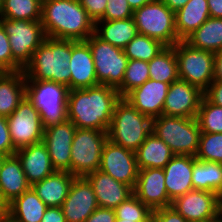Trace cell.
<instances>
[{
    "instance_id": "28",
    "label": "cell",
    "mask_w": 222,
    "mask_h": 222,
    "mask_svg": "<svg viewBox=\"0 0 222 222\" xmlns=\"http://www.w3.org/2000/svg\"><path fill=\"white\" fill-rule=\"evenodd\" d=\"M95 34L104 42L124 49L138 34L133 17L119 20H98L95 23Z\"/></svg>"
},
{
    "instance_id": "15",
    "label": "cell",
    "mask_w": 222,
    "mask_h": 222,
    "mask_svg": "<svg viewBox=\"0 0 222 222\" xmlns=\"http://www.w3.org/2000/svg\"><path fill=\"white\" fill-rule=\"evenodd\" d=\"M76 129V126L68 119L44 129L42 142L47 147L56 171L70 172L71 146Z\"/></svg>"
},
{
    "instance_id": "58",
    "label": "cell",
    "mask_w": 222,
    "mask_h": 222,
    "mask_svg": "<svg viewBox=\"0 0 222 222\" xmlns=\"http://www.w3.org/2000/svg\"><path fill=\"white\" fill-rule=\"evenodd\" d=\"M219 212L221 213L222 215V198H220V207H219Z\"/></svg>"
},
{
    "instance_id": "20",
    "label": "cell",
    "mask_w": 222,
    "mask_h": 222,
    "mask_svg": "<svg viewBox=\"0 0 222 222\" xmlns=\"http://www.w3.org/2000/svg\"><path fill=\"white\" fill-rule=\"evenodd\" d=\"M70 90L85 89L98 84L94 61L89 45L85 41L71 40Z\"/></svg>"
},
{
    "instance_id": "14",
    "label": "cell",
    "mask_w": 222,
    "mask_h": 222,
    "mask_svg": "<svg viewBox=\"0 0 222 222\" xmlns=\"http://www.w3.org/2000/svg\"><path fill=\"white\" fill-rule=\"evenodd\" d=\"M204 92L197 86L178 79L170 84L162 114L196 118Z\"/></svg>"
},
{
    "instance_id": "57",
    "label": "cell",
    "mask_w": 222,
    "mask_h": 222,
    "mask_svg": "<svg viewBox=\"0 0 222 222\" xmlns=\"http://www.w3.org/2000/svg\"><path fill=\"white\" fill-rule=\"evenodd\" d=\"M5 157H6V156L0 155V170H1V167H2L3 159H4Z\"/></svg>"
},
{
    "instance_id": "10",
    "label": "cell",
    "mask_w": 222,
    "mask_h": 222,
    "mask_svg": "<svg viewBox=\"0 0 222 222\" xmlns=\"http://www.w3.org/2000/svg\"><path fill=\"white\" fill-rule=\"evenodd\" d=\"M91 50L98 84L118 88L124 77L128 57L124 50L104 42L95 33L85 41Z\"/></svg>"
},
{
    "instance_id": "39",
    "label": "cell",
    "mask_w": 222,
    "mask_h": 222,
    "mask_svg": "<svg viewBox=\"0 0 222 222\" xmlns=\"http://www.w3.org/2000/svg\"><path fill=\"white\" fill-rule=\"evenodd\" d=\"M195 158L222 164V133L201 132Z\"/></svg>"
},
{
    "instance_id": "36",
    "label": "cell",
    "mask_w": 222,
    "mask_h": 222,
    "mask_svg": "<svg viewBox=\"0 0 222 222\" xmlns=\"http://www.w3.org/2000/svg\"><path fill=\"white\" fill-rule=\"evenodd\" d=\"M149 80V65L147 61L130 60L124 72L123 82L117 88L120 97H125L134 88Z\"/></svg>"
},
{
    "instance_id": "7",
    "label": "cell",
    "mask_w": 222,
    "mask_h": 222,
    "mask_svg": "<svg viewBox=\"0 0 222 222\" xmlns=\"http://www.w3.org/2000/svg\"><path fill=\"white\" fill-rule=\"evenodd\" d=\"M0 24L8 35L13 55V72L21 71L46 38L41 21L0 18Z\"/></svg>"
},
{
    "instance_id": "43",
    "label": "cell",
    "mask_w": 222,
    "mask_h": 222,
    "mask_svg": "<svg viewBox=\"0 0 222 222\" xmlns=\"http://www.w3.org/2000/svg\"><path fill=\"white\" fill-rule=\"evenodd\" d=\"M88 16L96 23L105 13L108 0H79Z\"/></svg>"
},
{
    "instance_id": "59",
    "label": "cell",
    "mask_w": 222,
    "mask_h": 222,
    "mask_svg": "<svg viewBox=\"0 0 222 222\" xmlns=\"http://www.w3.org/2000/svg\"><path fill=\"white\" fill-rule=\"evenodd\" d=\"M3 3H4V0H0V9H1Z\"/></svg>"
},
{
    "instance_id": "37",
    "label": "cell",
    "mask_w": 222,
    "mask_h": 222,
    "mask_svg": "<svg viewBox=\"0 0 222 222\" xmlns=\"http://www.w3.org/2000/svg\"><path fill=\"white\" fill-rule=\"evenodd\" d=\"M114 210L116 219L135 222H150L153 220V210L139 200L134 194L128 197Z\"/></svg>"
},
{
    "instance_id": "29",
    "label": "cell",
    "mask_w": 222,
    "mask_h": 222,
    "mask_svg": "<svg viewBox=\"0 0 222 222\" xmlns=\"http://www.w3.org/2000/svg\"><path fill=\"white\" fill-rule=\"evenodd\" d=\"M135 153L139 169L164 168L175 155L153 132L147 136Z\"/></svg>"
},
{
    "instance_id": "1",
    "label": "cell",
    "mask_w": 222,
    "mask_h": 222,
    "mask_svg": "<svg viewBox=\"0 0 222 222\" xmlns=\"http://www.w3.org/2000/svg\"><path fill=\"white\" fill-rule=\"evenodd\" d=\"M120 98L116 88L102 84L69 90L67 118L76 128L108 131Z\"/></svg>"
},
{
    "instance_id": "31",
    "label": "cell",
    "mask_w": 222,
    "mask_h": 222,
    "mask_svg": "<svg viewBox=\"0 0 222 222\" xmlns=\"http://www.w3.org/2000/svg\"><path fill=\"white\" fill-rule=\"evenodd\" d=\"M190 46L216 53L222 50V18L209 17L185 40Z\"/></svg>"
},
{
    "instance_id": "46",
    "label": "cell",
    "mask_w": 222,
    "mask_h": 222,
    "mask_svg": "<svg viewBox=\"0 0 222 222\" xmlns=\"http://www.w3.org/2000/svg\"><path fill=\"white\" fill-rule=\"evenodd\" d=\"M204 96L211 103L222 107V81H213L204 91Z\"/></svg>"
},
{
    "instance_id": "22",
    "label": "cell",
    "mask_w": 222,
    "mask_h": 222,
    "mask_svg": "<svg viewBox=\"0 0 222 222\" xmlns=\"http://www.w3.org/2000/svg\"><path fill=\"white\" fill-rule=\"evenodd\" d=\"M15 155L20 160L27 181L31 186L56 172L43 142L20 148L16 150Z\"/></svg>"
},
{
    "instance_id": "41",
    "label": "cell",
    "mask_w": 222,
    "mask_h": 222,
    "mask_svg": "<svg viewBox=\"0 0 222 222\" xmlns=\"http://www.w3.org/2000/svg\"><path fill=\"white\" fill-rule=\"evenodd\" d=\"M0 72H13V55L8 35L0 24Z\"/></svg>"
},
{
    "instance_id": "50",
    "label": "cell",
    "mask_w": 222,
    "mask_h": 222,
    "mask_svg": "<svg viewBox=\"0 0 222 222\" xmlns=\"http://www.w3.org/2000/svg\"><path fill=\"white\" fill-rule=\"evenodd\" d=\"M170 10L176 12L186 5L189 0H161Z\"/></svg>"
},
{
    "instance_id": "42",
    "label": "cell",
    "mask_w": 222,
    "mask_h": 222,
    "mask_svg": "<svg viewBox=\"0 0 222 222\" xmlns=\"http://www.w3.org/2000/svg\"><path fill=\"white\" fill-rule=\"evenodd\" d=\"M15 153L16 149L12 144L7 118L0 116V155L11 156Z\"/></svg>"
},
{
    "instance_id": "4",
    "label": "cell",
    "mask_w": 222,
    "mask_h": 222,
    "mask_svg": "<svg viewBox=\"0 0 222 222\" xmlns=\"http://www.w3.org/2000/svg\"><path fill=\"white\" fill-rule=\"evenodd\" d=\"M152 132V119L141 114L128 100L121 97L115 104L108 139L136 152Z\"/></svg>"
},
{
    "instance_id": "18",
    "label": "cell",
    "mask_w": 222,
    "mask_h": 222,
    "mask_svg": "<svg viewBox=\"0 0 222 222\" xmlns=\"http://www.w3.org/2000/svg\"><path fill=\"white\" fill-rule=\"evenodd\" d=\"M133 194L152 210L172 205L166 191L163 168L139 169Z\"/></svg>"
},
{
    "instance_id": "34",
    "label": "cell",
    "mask_w": 222,
    "mask_h": 222,
    "mask_svg": "<svg viewBox=\"0 0 222 222\" xmlns=\"http://www.w3.org/2000/svg\"><path fill=\"white\" fill-rule=\"evenodd\" d=\"M43 0H4L0 18L41 21Z\"/></svg>"
},
{
    "instance_id": "6",
    "label": "cell",
    "mask_w": 222,
    "mask_h": 222,
    "mask_svg": "<svg viewBox=\"0 0 222 222\" xmlns=\"http://www.w3.org/2000/svg\"><path fill=\"white\" fill-rule=\"evenodd\" d=\"M68 93V87L59 83L26 80V95L38 109L44 129L68 119Z\"/></svg>"
},
{
    "instance_id": "17",
    "label": "cell",
    "mask_w": 222,
    "mask_h": 222,
    "mask_svg": "<svg viewBox=\"0 0 222 222\" xmlns=\"http://www.w3.org/2000/svg\"><path fill=\"white\" fill-rule=\"evenodd\" d=\"M172 207L188 222L214 217L219 213L220 199L216 193L193 189L172 201Z\"/></svg>"
},
{
    "instance_id": "47",
    "label": "cell",
    "mask_w": 222,
    "mask_h": 222,
    "mask_svg": "<svg viewBox=\"0 0 222 222\" xmlns=\"http://www.w3.org/2000/svg\"><path fill=\"white\" fill-rule=\"evenodd\" d=\"M40 222H66L61 207H47Z\"/></svg>"
},
{
    "instance_id": "38",
    "label": "cell",
    "mask_w": 222,
    "mask_h": 222,
    "mask_svg": "<svg viewBox=\"0 0 222 222\" xmlns=\"http://www.w3.org/2000/svg\"><path fill=\"white\" fill-rule=\"evenodd\" d=\"M201 132L222 133V107L203 96L197 114Z\"/></svg>"
},
{
    "instance_id": "21",
    "label": "cell",
    "mask_w": 222,
    "mask_h": 222,
    "mask_svg": "<svg viewBox=\"0 0 222 222\" xmlns=\"http://www.w3.org/2000/svg\"><path fill=\"white\" fill-rule=\"evenodd\" d=\"M93 187L98 207L115 209L133 194V189L109 174L96 170L85 176Z\"/></svg>"
},
{
    "instance_id": "55",
    "label": "cell",
    "mask_w": 222,
    "mask_h": 222,
    "mask_svg": "<svg viewBox=\"0 0 222 222\" xmlns=\"http://www.w3.org/2000/svg\"><path fill=\"white\" fill-rule=\"evenodd\" d=\"M0 222H15L14 220H12L9 216L7 218H5L4 220L0 221Z\"/></svg>"
},
{
    "instance_id": "53",
    "label": "cell",
    "mask_w": 222,
    "mask_h": 222,
    "mask_svg": "<svg viewBox=\"0 0 222 222\" xmlns=\"http://www.w3.org/2000/svg\"><path fill=\"white\" fill-rule=\"evenodd\" d=\"M196 222H221V213L219 212L217 215H215L212 218L201 220V221H196Z\"/></svg>"
},
{
    "instance_id": "45",
    "label": "cell",
    "mask_w": 222,
    "mask_h": 222,
    "mask_svg": "<svg viewBox=\"0 0 222 222\" xmlns=\"http://www.w3.org/2000/svg\"><path fill=\"white\" fill-rule=\"evenodd\" d=\"M115 210L98 207L84 222H115Z\"/></svg>"
},
{
    "instance_id": "35",
    "label": "cell",
    "mask_w": 222,
    "mask_h": 222,
    "mask_svg": "<svg viewBox=\"0 0 222 222\" xmlns=\"http://www.w3.org/2000/svg\"><path fill=\"white\" fill-rule=\"evenodd\" d=\"M166 46L160 41L146 35L137 34L123 49L130 60L149 62Z\"/></svg>"
},
{
    "instance_id": "2",
    "label": "cell",
    "mask_w": 222,
    "mask_h": 222,
    "mask_svg": "<svg viewBox=\"0 0 222 222\" xmlns=\"http://www.w3.org/2000/svg\"><path fill=\"white\" fill-rule=\"evenodd\" d=\"M41 24L47 37L86 41L95 23L79 0H43Z\"/></svg>"
},
{
    "instance_id": "32",
    "label": "cell",
    "mask_w": 222,
    "mask_h": 222,
    "mask_svg": "<svg viewBox=\"0 0 222 222\" xmlns=\"http://www.w3.org/2000/svg\"><path fill=\"white\" fill-rule=\"evenodd\" d=\"M221 178V163L201 161L193 156V189L210 191L212 193H216L219 197Z\"/></svg>"
},
{
    "instance_id": "44",
    "label": "cell",
    "mask_w": 222,
    "mask_h": 222,
    "mask_svg": "<svg viewBox=\"0 0 222 222\" xmlns=\"http://www.w3.org/2000/svg\"><path fill=\"white\" fill-rule=\"evenodd\" d=\"M154 222H188L172 206L153 210Z\"/></svg>"
},
{
    "instance_id": "48",
    "label": "cell",
    "mask_w": 222,
    "mask_h": 222,
    "mask_svg": "<svg viewBox=\"0 0 222 222\" xmlns=\"http://www.w3.org/2000/svg\"><path fill=\"white\" fill-rule=\"evenodd\" d=\"M213 81H222V50L214 53Z\"/></svg>"
},
{
    "instance_id": "23",
    "label": "cell",
    "mask_w": 222,
    "mask_h": 222,
    "mask_svg": "<svg viewBox=\"0 0 222 222\" xmlns=\"http://www.w3.org/2000/svg\"><path fill=\"white\" fill-rule=\"evenodd\" d=\"M163 170L167 195L171 201L193 190V156L174 155Z\"/></svg>"
},
{
    "instance_id": "11",
    "label": "cell",
    "mask_w": 222,
    "mask_h": 222,
    "mask_svg": "<svg viewBox=\"0 0 222 222\" xmlns=\"http://www.w3.org/2000/svg\"><path fill=\"white\" fill-rule=\"evenodd\" d=\"M174 49L179 79L204 92L213 82L214 53L194 48L185 41H178Z\"/></svg>"
},
{
    "instance_id": "16",
    "label": "cell",
    "mask_w": 222,
    "mask_h": 222,
    "mask_svg": "<svg viewBox=\"0 0 222 222\" xmlns=\"http://www.w3.org/2000/svg\"><path fill=\"white\" fill-rule=\"evenodd\" d=\"M66 222H84L97 208L92 185L85 177H75L61 206Z\"/></svg>"
},
{
    "instance_id": "26",
    "label": "cell",
    "mask_w": 222,
    "mask_h": 222,
    "mask_svg": "<svg viewBox=\"0 0 222 222\" xmlns=\"http://www.w3.org/2000/svg\"><path fill=\"white\" fill-rule=\"evenodd\" d=\"M26 96L23 70L0 72V116L9 117Z\"/></svg>"
},
{
    "instance_id": "27",
    "label": "cell",
    "mask_w": 222,
    "mask_h": 222,
    "mask_svg": "<svg viewBox=\"0 0 222 222\" xmlns=\"http://www.w3.org/2000/svg\"><path fill=\"white\" fill-rule=\"evenodd\" d=\"M207 0H189L185 6L175 12V29L180 41H184L208 18Z\"/></svg>"
},
{
    "instance_id": "54",
    "label": "cell",
    "mask_w": 222,
    "mask_h": 222,
    "mask_svg": "<svg viewBox=\"0 0 222 222\" xmlns=\"http://www.w3.org/2000/svg\"><path fill=\"white\" fill-rule=\"evenodd\" d=\"M222 198V178H221V183L219 186V199Z\"/></svg>"
},
{
    "instance_id": "51",
    "label": "cell",
    "mask_w": 222,
    "mask_h": 222,
    "mask_svg": "<svg viewBox=\"0 0 222 222\" xmlns=\"http://www.w3.org/2000/svg\"><path fill=\"white\" fill-rule=\"evenodd\" d=\"M8 217V203L3 199L0 193V221Z\"/></svg>"
},
{
    "instance_id": "5",
    "label": "cell",
    "mask_w": 222,
    "mask_h": 222,
    "mask_svg": "<svg viewBox=\"0 0 222 222\" xmlns=\"http://www.w3.org/2000/svg\"><path fill=\"white\" fill-rule=\"evenodd\" d=\"M152 132L163 140L175 155L197 154L201 134L197 118L167 116L152 119Z\"/></svg>"
},
{
    "instance_id": "9",
    "label": "cell",
    "mask_w": 222,
    "mask_h": 222,
    "mask_svg": "<svg viewBox=\"0 0 222 222\" xmlns=\"http://www.w3.org/2000/svg\"><path fill=\"white\" fill-rule=\"evenodd\" d=\"M108 131L77 128L71 146L70 173L85 177L100 169L102 149Z\"/></svg>"
},
{
    "instance_id": "25",
    "label": "cell",
    "mask_w": 222,
    "mask_h": 222,
    "mask_svg": "<svg viewBox=\"0 0 222 222\" xmlns=\"http://www.w3.org/2000/svg\"><path fill=\"white\" fill-rule=\"evenodd\" d=\"M75 176L68 171H56L31 186L47 207H61Z\"/></svg>"
},
{
    "instance_id": "40",
    "label": "cell",
    "mask_w": 222,
    "mask_h": 222,
    "mask_svg": "<svg viewBox=\"0 0 222 222\" xmlns=\"http://www.w3.org/2000/svg\"><path fill=\"white\" fill-rule=\"evenodd\" d=\"M127 0H108L104 16L100 20H119L133 17Z\"/></svg>"
},
{
    "instance_id": "52",
    "label": "cell",
    "mask_w": 222,
    "mask_h": 222,
    "mask_svg": "<svg viewBox=\"0 0 222 222\" xmlns=\"http://www.w3.org/2000/svg\"><path fill=\"white\" fill-rule=\"evenodd\" d=\"M132 10H136L147 3L152 2L153 0H127Z\"/></svg>"
},
{
    "instance_id": "8",
    "label": "cell",
    "mask_w": 222,
    "mask_h": 222,
    "mask_svg": "<svg viewBox=\"0 0 222 222\" xmlns=\"http://www.w3.org/2000/svg\"><path fill=\"white\" fill-rule=\"evenodd\" d=\"M133 19L138 34L156 39L165 46H174L180 41L175 29V12L161 0H153L134 10Z\"/></svg>"
},
{
    "instance_id": "3",
    "label": "cell",
    "mask_w": 222,
    "mask_h": 222,
    "mask_svg": "<svg viewBox=\"0 0 222 222\" xmlns=\"http://www.w3.org/2000/svg\"><path fill=\"white\" fill-rule=\"evenodd\" d=\"M71 40L47 37L23 69L26 80L51 81L70 90Z\"/></svg>"
},
{
    "instance_id": "33",
    "label": "cell",
    "mask_w": 222,
    "mask_h": 222,
    "mask_svg": "<svg viewBox=\"0 0 222 222\" xmlns=\"http://www.w3.org/2000/svg\"><path fill=\"white\" fill-rule=\"evenodd\" d=\"M148 65L149 79L168 84L179 79L174 46H166L148 62Z\"/></svg>"
},
{
    "instance_id": "30",
    "label": "cell",
    "mask_w": 222,
    "mask_h": 222,
    "mask_svg": "<svg viewBox=\"0 0 222 222\" xmlns=\"http://www.w3.org/2000/svg\"><path fill=\"white\" fill-rule=\"evenodd\" d=\"M47 205L32 188L8 204V216L15 222H40Z\"/></svg>"
},
{
    "instance_id": "19",
    "label": "cell",
    "mask_w": 222,
    "mask_h": 222,
    "mask_svg": "<svg viewBox=\"0 0 222 222\" xmlns=\"http://www.w3.org/2000/svg\"><path fill=\"white\" fill-rule=\"evenodd\" d=\"M169 87L168 83L149 79L130 91L124 98L141 114L153 119L162 115Z\"/></svg>"
},
{
    "instance_id": "49",
    "label": "cell",
    "mask_w": 222,
    "mask_h": 222,
    "mask_svg": "<svg viewBox=\"0 0 222 222\" xmlns=\"http://www.w3.org/2000/svg\"><path fill=\"white\" fill-rule=\"evenodd\" d=\"M211 18H222V0H207Z\"/></svg>"
},
{
    "instance_id": "12",
    "label": "cell",
    "mask_w": 222,
    "mask_h": 222,
    "mask_svg": "<svg viewBox=\"0 0 222 222\" xmlns=\"http://www.w3.org/2000/svg\"><path fill=\"white\" fill-rule=\"evenodd\" d=\"M12 144L16 150L43 141L44 128L38 109L27 97L7 117Z\"/></svg>"
},
{
    "instance_id": "56",
    "label": "cell",
    "mask_w": 222,
    "mask_h": 222,
    "mask_svg": "<svg viewBox=\"0 0 222 222\" xmlns=\"http://www.w3.org/2000/svg\"><path fill=\"white\" fill-rule=\"evenodd\" d=\"M115 222H135V221H128L124 219H116Z\"/></svg>"
},
{
    "instance_id": "24",
    "label": "cell",
    "mask_w": 222,
    "mask_h": 222,
    "mask_svg": "<svg viewBox=\"0 0 222 222\" xmlns=\"http://www.w3.org/2000/svg\"><path fill=\"white\" fill-rule=\"evenodd\" d=\"M30 188L18 157L6 156L0 170V193L3 199L9 204Z\"/></svg>"
},
{
    "instance_id": "13",
    "label": "cell",
    "mask_w": 222,
    "mask_h": 222,
    "mask_svg": "<svg viewBox=\"0 0 222 222\" xmlns=\"http://www.w3.org/2000/svg\"><path fill=\"white\" fill-rule=\"evenodd\" d=\"M99 170L134 189L139 172L136 153L108 139L102 149Z\"/></svg>"
}]
</instances>
